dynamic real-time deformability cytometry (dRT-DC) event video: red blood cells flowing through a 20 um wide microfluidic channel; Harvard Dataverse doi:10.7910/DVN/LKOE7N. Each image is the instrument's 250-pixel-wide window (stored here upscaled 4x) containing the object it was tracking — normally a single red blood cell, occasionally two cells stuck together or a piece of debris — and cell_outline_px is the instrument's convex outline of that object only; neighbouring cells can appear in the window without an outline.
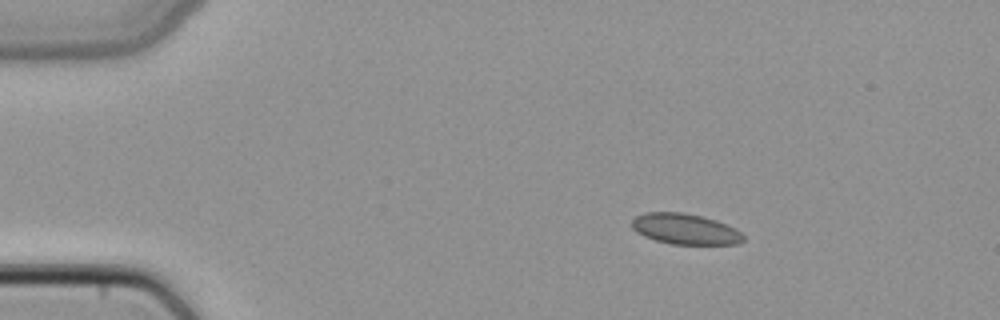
{"species": "common noctule bat (a hibernating species)", "species_latin": "Nyctalus noctula", "temperature_condition": "cold", "stored_images_in_passage": 4, "camera_frame_rate_fps": 3000, "um_per_image_px": 0.085, "animal": {"sex": "female", "body_mass_g": 22.7, "forearm_length_mm": 54.2}, "frame": {"image": 1, "passage_image": 2, "time_ms": 0.333, "image_size_px": [1000, 320], "cell_outline_px": [[744, 240], [740, 244], [672, 244], [656, 240], [644, 236], [636, 232], [632, 228], [632, 220], [636, 216], [644, 212], [684, 212], [716, 220], [736, 228], [744, 236]], "centroid_in_image_um": [58.24, 19.46], "position_along_channel_um": 26.8, "area_um2": 20.0}}
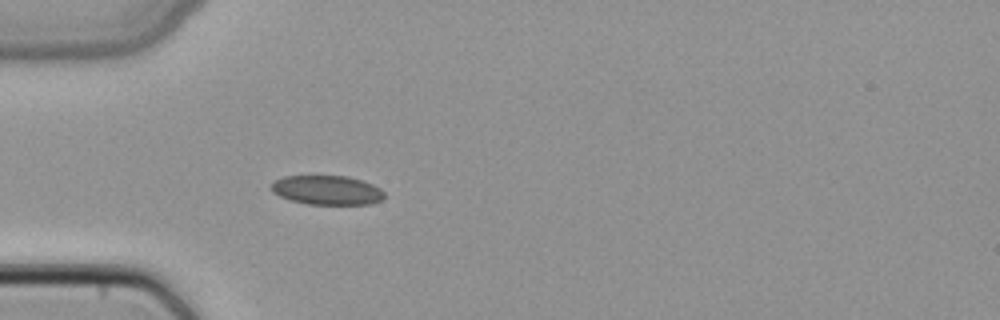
{"frame": {"image": 2, "passage_image": 4, "time_ms": 1.0, "image_size_px": [1000, 320], "cell_outline_px": [[384, 196], [380, 200], [372, 204], [308, 204], [292, 200], [280, 196], [272, 192], [268, 188], [276, 180], [284, 176], [348, 176], [372, 184], [380, 188], [384, 192]], "centroid_in_image_um": [27.78, 16.16], "position_along_channel_um": 57.2, "area_um2": 19.19}}